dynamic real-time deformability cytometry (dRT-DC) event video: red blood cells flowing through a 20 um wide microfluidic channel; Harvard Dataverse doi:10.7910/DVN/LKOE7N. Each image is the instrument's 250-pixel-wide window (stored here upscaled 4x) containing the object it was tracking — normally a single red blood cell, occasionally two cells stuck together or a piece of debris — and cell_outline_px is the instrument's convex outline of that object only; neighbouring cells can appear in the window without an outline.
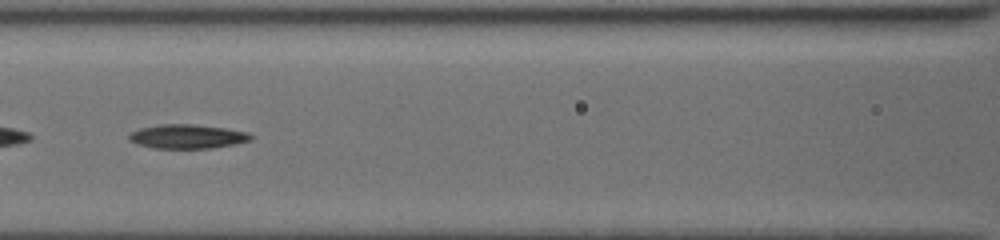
{"species": "common noctule bat (a hibernating species)", "species_latin": "Nyctalus noctula", "temperature_condition": "cold", "stored_images_in_passage": 69, "camera_frame_rate_fps": 3000, "um_per_image_px": 0.085, "animal": {"sex": "female", "body_mass_g": 19.5, "forearm_length_mm": 54.1}, "frame": {"image": 1, "passage_image": 38, "time_ms": 8.667, "image_size_px": [1000, 240], "cell_outline_px": [[252, 140], [236, 144], [212, 148], [152, 148], [136, 144], [128, 140], [128, 136], [132, 132], [140, 128], [160, 124], [196, 124], [224, 128], [248, 132], [252, 136]], "centroid_in_image_um": [15.92, 11.6], "position_along_channel_um": 150.7, "area_um2": 17.22}}
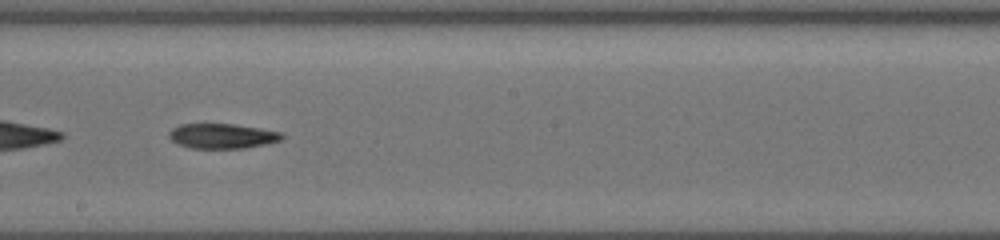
{"frame": {"image": 2, "passage_image": 43, "time_ms": 10.667, "image_size_px": [1000, 240], "cell_outline_px": [[284, 136], [280, 140], [264, 144], [244, 148], [192, 148], [176, 144], [168, 136], [168, 132], [172, 128], [180, 124], [232, 124], [284, 132]], "centroid_in_image_um": [18.86, 11.56], "position_along_channel_um": 229.3, "area_um2": 16.36}}
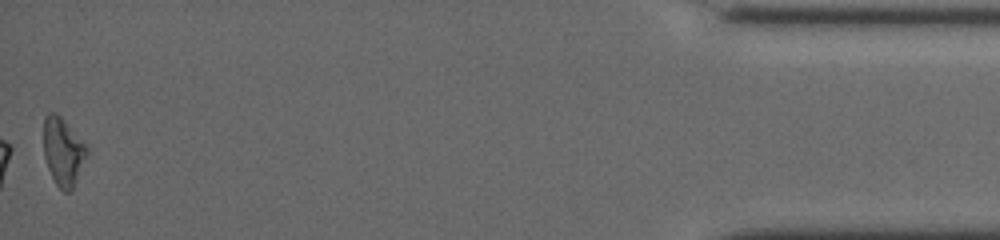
{"frame": {"image": 3, "passage_image": 68, "time_ms": 17.667, "image_size_px": [1000, 240], "cell_outline_px": [[88, 156], [72, 192], [64, 192], [56, 184], [48, 168], [44, 156], [44, 116], [48, 112], [56, 112], [88, 144]], "centroid_in_image_um": [5.4, 12.89], "position_along_channel_um": 429.8, "area_um2": 17.57}, "authors_computed_cell_mechanics": {"area_um2": 17.5712, "velocity_mm_per_s": 3.9389, "shape_relaxation_time_tau1_ms": 6.0802, "shape_relaxation_time_tau2_ms": null, "deformation_change_tau1": 0.1889, "deformation_change_tau2": null}}